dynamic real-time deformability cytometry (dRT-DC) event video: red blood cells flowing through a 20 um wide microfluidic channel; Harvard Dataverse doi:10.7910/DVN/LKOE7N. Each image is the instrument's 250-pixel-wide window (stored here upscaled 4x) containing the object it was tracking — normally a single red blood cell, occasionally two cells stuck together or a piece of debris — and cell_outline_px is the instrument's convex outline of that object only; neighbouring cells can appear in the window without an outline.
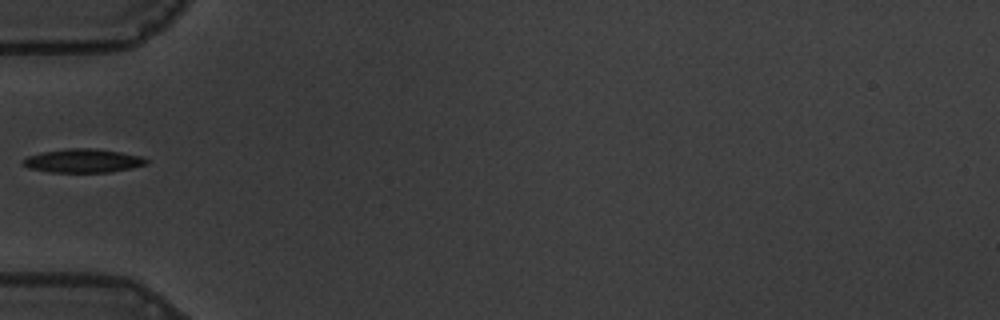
{"species": "common noctule bat (a hibernating species)", "species_latin": "Nyctalus noctula", "temperature_condition": "warm", "stored_images_in_passage": 38, "camera_frame_rate_fps": 3000, "um_per_image_px": 0.085, "animal": {"sex": "male", "body_mass_g": 19.5, "forearm_length_mm": 54.6}, "frame": {"image": 1, "passage_image": 1, "time_ms": 0.0, "image_size_px": [1000, 320], "cell_outline_px": [[148, 164], [108, 172], [52, 172], [28, 168], [20, 164], [28, 156], [40, 152], [68, 148], [96, 148], [120, 152], [140, 156], [148, 160]], "centroid_in_image_um": [7.02, 13.65], "position_along_channel_um": 78.0, "area_um2": 16.94}}
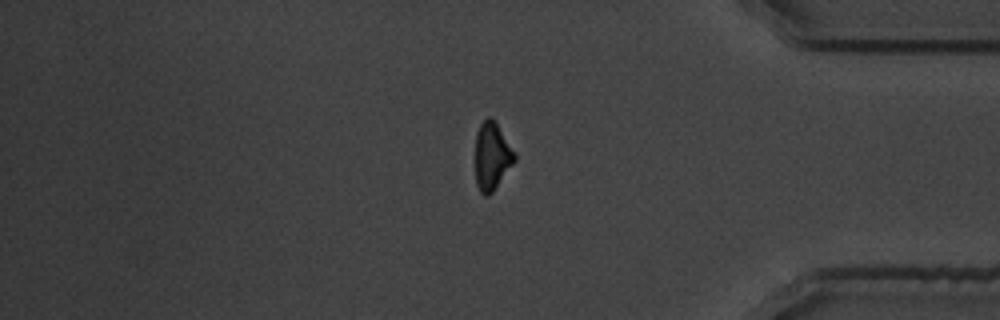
{"frame": {"image": 2, "passage_image": 29, "time_ms": 9.333, "image_size_px": [1000, 320], "cell_outline_px": [[516, 160], [492, 192], [488, 196], [484, 196], [480, 192], [476, 184], [476, 132], [480, 124], [488, 116], [492, 116], [516, 152]], "centroid_in_image_um": [41.83, 13.25], "position_along_channel_um": 393.4, "area_um2": 15.61}}
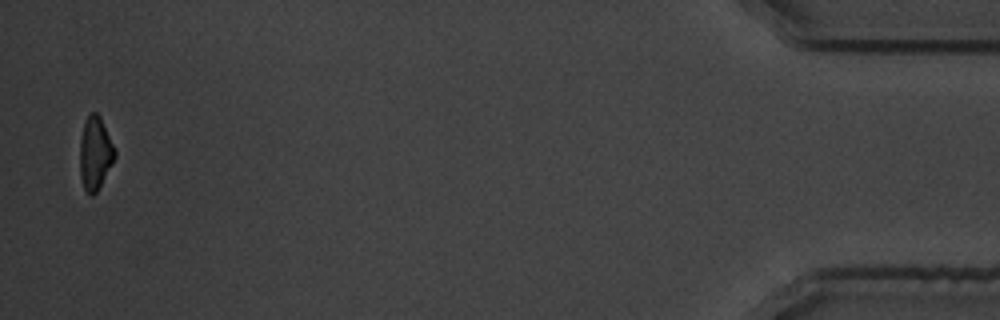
{"frame": {"image": 3, "passage_image": 37, "time_ms": 12.0, "image_size_px": [1000, 320], "cell_outline_px": [[116, 156], [112, 164], [96, 192], [92, 196], [84, 188], [80, 176], [80, 140], [84, 120], [92, 112], [96, 112], [100, 116], [116, 148]], "centroid_in_image_um": [8.1, 12.99], "position_along_channel_um": 427.1, "area_um2": 14.91}}